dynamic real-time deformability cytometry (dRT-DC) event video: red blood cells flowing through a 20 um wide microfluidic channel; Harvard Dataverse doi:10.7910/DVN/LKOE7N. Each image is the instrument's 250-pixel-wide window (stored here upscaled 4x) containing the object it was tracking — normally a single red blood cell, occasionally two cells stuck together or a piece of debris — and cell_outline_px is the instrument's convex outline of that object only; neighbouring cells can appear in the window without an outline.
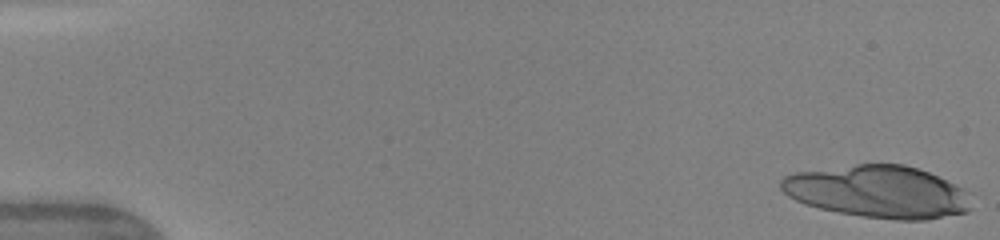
{"species": "human", "species_latin": "Homo sapiens", "temperature_condition": "warm", "stored_images_in_passage": 27, "camera_frame_rate_fps": 3000, "um_per_image_px": 0.085, "donor": {"sex": "female"}, "frame": {"image": 1, "passage_image": 1, "time_ms": 0.0, "image_size_px": [1000, 240], "cell_outline_px": [[972, 208], [968, 212], [924, 220], [896, 220], [864, 216], [840, 212], [820, 208], [804, 204], [788, 196], [780, 188], [780, 180], [784, 176], [796, 172], [856, 164], [904, 164], [928, 172], [956, 184], [964, 188], [968, 192]], "centroid_in_image_um": [74.65, 16.3], "position_along_channel_um": 10.3, "area_um2": 58.03}}